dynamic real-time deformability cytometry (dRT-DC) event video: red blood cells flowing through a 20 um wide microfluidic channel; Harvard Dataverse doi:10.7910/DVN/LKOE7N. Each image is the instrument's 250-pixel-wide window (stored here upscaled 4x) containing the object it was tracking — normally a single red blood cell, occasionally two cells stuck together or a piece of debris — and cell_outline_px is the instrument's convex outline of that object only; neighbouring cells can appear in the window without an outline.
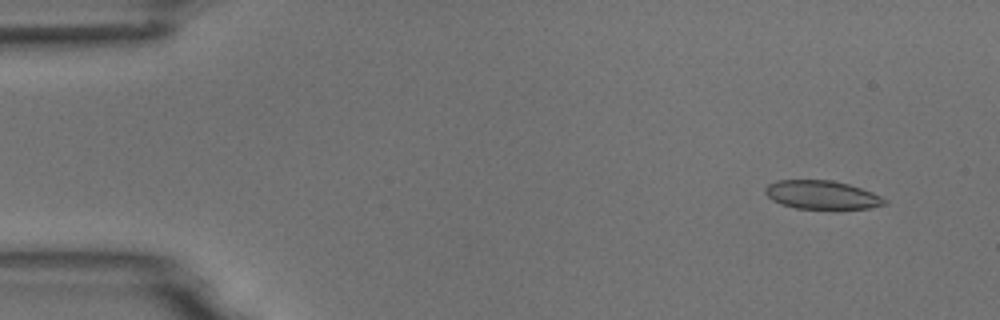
{"species": "common noctule bat (a hibernating species)", "species_latin": "Nyctalus noctula", "temperature_condition": "room temperature", "stored_images_in_passage": 5, "camera_frame_rate_fps": 3000, "um_per_image_px": 0.085, "animal": {"sex": "male", "body_mass_g": 18.8}, "frame": {"image": 1, "passage_image": 2, "time_ms": 1.0, "image_size_px": [1000, 320], "cell_outline_px": [[888, 204], [868, 208], [796, 208], [780, 204], [772, 200], [764, 192], [764, 188], [768, 184], [776, 180], [832, 180], [848, 184], [872, 192], [888, 200]], "centroid_in_image_um": [69.84, 16.55], "position_along_channel_um": 15.2, "area_um2": 19.77}}
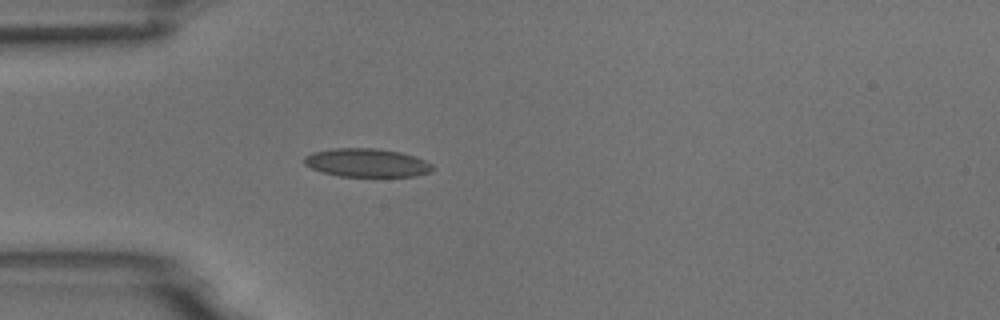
{"frame": {"image": 2, "passage_image": 5, "time_ms": 4.667, "image_size_px": [1000, 320], "cell_outline_px": [[436, 168], [432, 172], [416, 176], [340, 176], [320, 172], [304, 164], [304, 156], [312, 152], [332, 148], [376, 148], [400, 152], [424, 160], [432, 164]], "centroid_in_image_um": [31.17, 13.83], "position_along_channel_um": 53.8, "area_um2": 21.39}}